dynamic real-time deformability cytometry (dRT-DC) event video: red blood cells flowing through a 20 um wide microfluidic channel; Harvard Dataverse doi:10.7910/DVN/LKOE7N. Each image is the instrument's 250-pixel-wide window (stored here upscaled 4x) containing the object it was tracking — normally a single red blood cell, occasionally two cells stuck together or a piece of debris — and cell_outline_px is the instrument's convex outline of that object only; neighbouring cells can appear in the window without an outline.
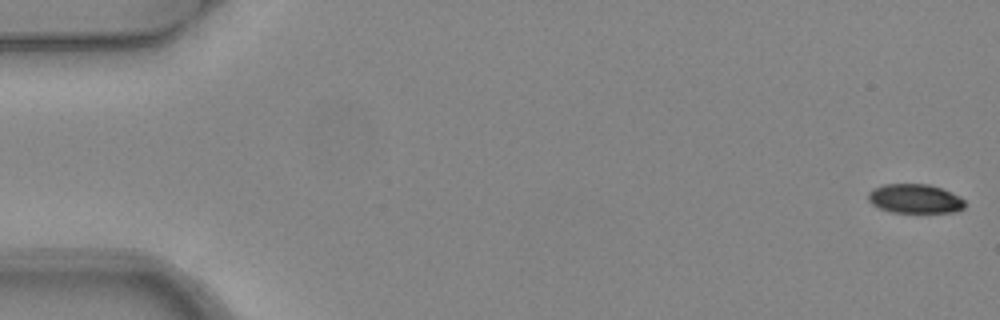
{"species": "common noctule bat (a hibernating species)", "species_latin": "Nyctalus noctula", "temperature_condition": "warm", "stored_images_in_passage": 5, "camera_frame_rate_fps": 3000, "um_per_image_px": 0.085, "animal": {"sex": "female", "body_mass_g": 24.6, "forearm_length_mm": 56.2}, "frame": {"image": 1, "passage_image": 1, "time_ms": 0.0, "image_size_px": [1000, 320], "cell_outline_px": [[964, 208], [956, 212], [892, 212], [880, 208], [872, 204], [868, 200], [868, 192], [872, 188], [884, 184], [928, 184], [940, 188], [960, 196], [964, 200]], "centroid_in_image_um": [77.75, 16.88], "position_along_channel_um": 7.2, "area_um2": 16.42}}
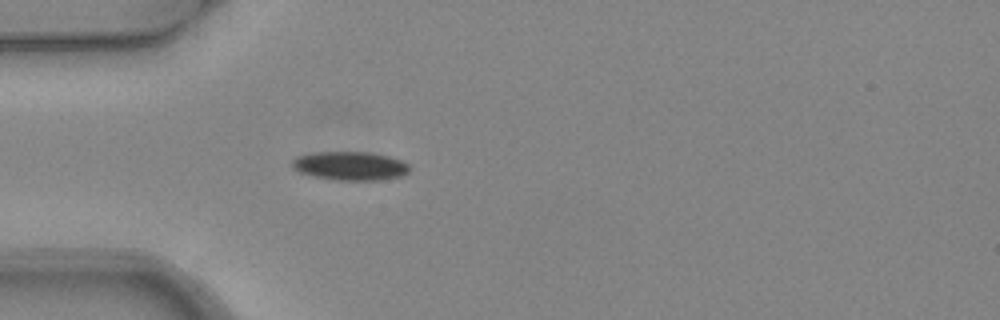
{"frame": {"image": 2, "passage_image": 5, "time_ms": 1.333, "image_size_px": [1000, 320], "cell_outline_px": [[408, 172], [400, 176], [376, 180], [336, 180], [316, 176], [300, 172], [292, 168], [292, 160], [296, 156], [316, 152], [368, 152], [388, 156], [400, 160], [408, 164]], "centroid_in_image_um": [29.73, 14.09], "position_along_channel_um": 55.3, "area_um2": 19.36}}